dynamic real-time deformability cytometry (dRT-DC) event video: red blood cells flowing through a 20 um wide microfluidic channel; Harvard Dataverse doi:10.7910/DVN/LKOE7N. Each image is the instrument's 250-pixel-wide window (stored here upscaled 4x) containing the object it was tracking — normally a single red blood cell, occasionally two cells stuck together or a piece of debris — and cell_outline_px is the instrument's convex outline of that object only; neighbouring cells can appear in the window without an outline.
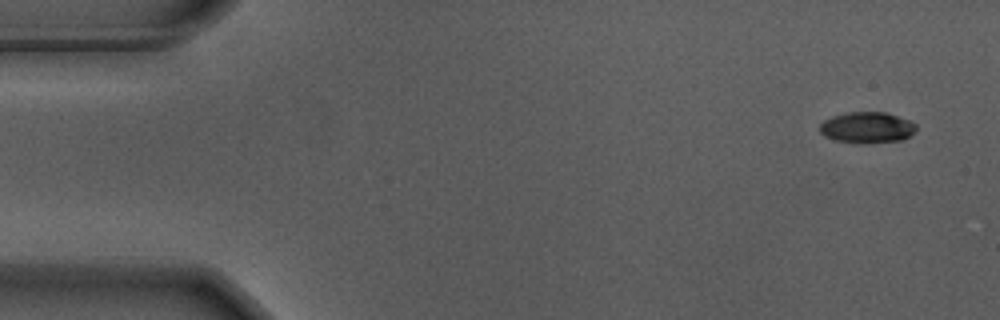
{"species": "Egyptian fruit bat (a non-hibernating species)", "species_latin": "Rousettus aegyptiacus", "temperature_condition": "warm", "stored_images_in_passage": 54, "camera_frame_rate_fps": 3000, "um_per_image_px": 0.085, "animal": {"sex": "male"}, "frame": {"image": 1, "passage_image": 1, "time_ms": 0.0, "image_size_px": [1000, 320], "cell_outline_px": [[916, 132], [904, 140], [836, 140], [824, 136], [820, 132], [820, 124], [824, 120], [832, 116], [848, 112], [884, 112], [908, 120], [916, 124]], "centroid_in_image_um": [73.71, 10.78], "position_along_channel_um": 11.3, "area_um2": 16.59}}
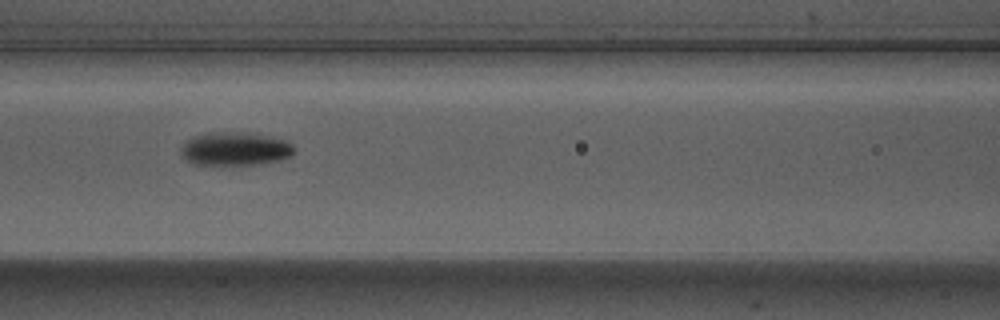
{"frame": {"image": 2, "passage_image": 22, "time_ms": 7.0, "image_size_px": [1000, 320], "cell_outline_px": [[292, 152], [288, 156], [276, 160], [256, 164], [196, 164], [188, 160], [180, 152], [180, 148], [184, 140], [192, 136], [204, 132], [256, 132], [288, 140], [292, 144]], "centroid_in_image_um": [19.94, 12.6], "position_along_channel_um": 146.7, "area_um2": 22.14}}
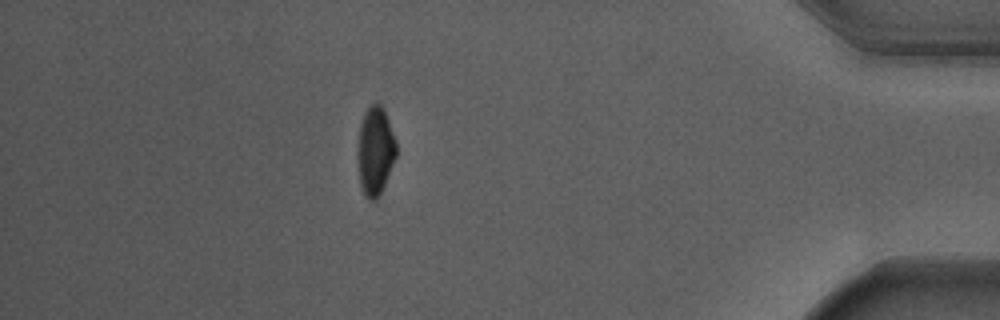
{"frame": {"image": 3, "passage_image": 47, "time_ms": 15.333, "image_size_px": [1000, 320], "cell_outline_px": [[396, 156], [384, 184], [376, 200], [368, 200], [364, 196], [360, 184], [360, 124], [364, 112], [376, 100], [384, 108], [396, 140]], "centroid_in_image_um": [31.93, 12.78], "position_along_channel_um": 403.3, "area_um2": 19.25}, "authors_computed_cell_mechanics": {"area_um2": 19.7387, "velocity_mm_per_s": 3.6881, "shape_relaxation_time_tau1_ms": 2.9403, "shape_relaxation_time_tau2_ms": 4.6855, "deformation_change_tau1": 0.1622, "deformation_change_tau2": 0.0908}}